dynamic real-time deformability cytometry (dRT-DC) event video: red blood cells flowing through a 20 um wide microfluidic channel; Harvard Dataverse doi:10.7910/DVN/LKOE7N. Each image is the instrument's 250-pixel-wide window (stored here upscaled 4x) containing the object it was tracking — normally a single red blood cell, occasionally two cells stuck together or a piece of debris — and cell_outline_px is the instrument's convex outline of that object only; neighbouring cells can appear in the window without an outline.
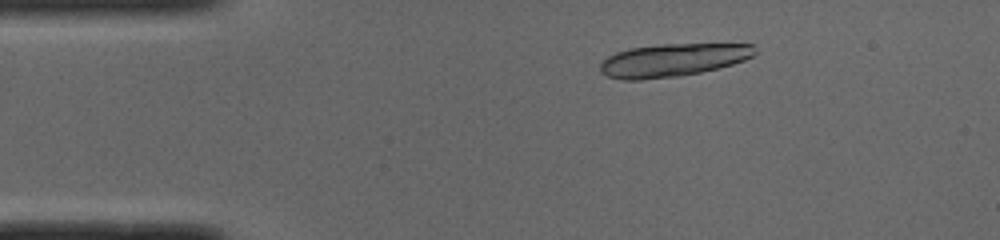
{"species": "common noctule bat (a hibernating species)", "species_latin": "Nyctalus noctula", "temperature_condition": "cold", "stored_images_in_passage": 43, "segment_of_instrument_passage": [1, 2], "camera_frame_rate_fps": 3000, "um_per_image_px": 0.085, "animal": {"sex": "male", "body_mass_g": 19.0, "forearm_length_mm": 50.8}, "frame": {"image": 1, "passage_image": 1, "time_ms": 0.0, "image_size_px": [1000, 240], "cell_outline_px": [[756, 52], [752, 56], [744, 60], [732, 64], [700, 72], [680, 76], [640, 80], [624, 80], [608, 76], [600, 72], [600, 64], [608, 56], [616, 52], [628, 48], [664, 44], [752, 44]], "centroid_in_image_um": [57.15, 5.11], "position_along_channel_um": 27.9, "area_um2": 29.54}}